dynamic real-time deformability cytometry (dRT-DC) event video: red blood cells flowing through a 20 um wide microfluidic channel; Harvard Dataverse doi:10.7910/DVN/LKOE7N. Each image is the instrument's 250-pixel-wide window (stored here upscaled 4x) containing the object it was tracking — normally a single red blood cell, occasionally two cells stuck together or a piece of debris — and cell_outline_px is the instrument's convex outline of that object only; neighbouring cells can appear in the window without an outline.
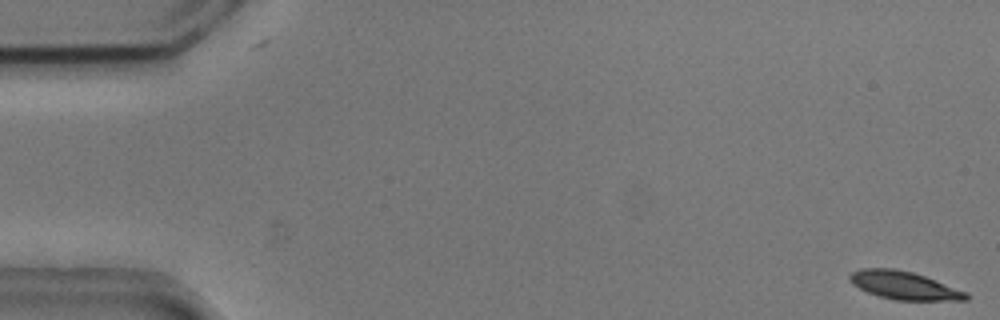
{"species": "common noctule bat (a hibernating species)", "species_latin": "Nyctalus noctula", "temperature_condition": "cold", "stored_images_in_passage": 16, "camera_frame_rate_fps": 3000, "um_per_image_px": 0.085, "animal": {"sex": "male", "body_mass_g": 20.5, "forearm_length_mm": 52.5}, "frame": {"image": 1, "passage_image": 1, "time_ms": 0.0, "image_size_px": [1000, 320], "cell_outline_px": [[968, 300], [896, 300], [880, 296], [868, 292], [852, 284], [848, 280], [848, 276], [852, 272], [860, 268], [896, 268], [912, 272], [924, 276], [968, 292]], "centroid_in_image_um": [76.82, 24.25], "position_along_channel_um": 8.2, "area_um2": 18.96}}